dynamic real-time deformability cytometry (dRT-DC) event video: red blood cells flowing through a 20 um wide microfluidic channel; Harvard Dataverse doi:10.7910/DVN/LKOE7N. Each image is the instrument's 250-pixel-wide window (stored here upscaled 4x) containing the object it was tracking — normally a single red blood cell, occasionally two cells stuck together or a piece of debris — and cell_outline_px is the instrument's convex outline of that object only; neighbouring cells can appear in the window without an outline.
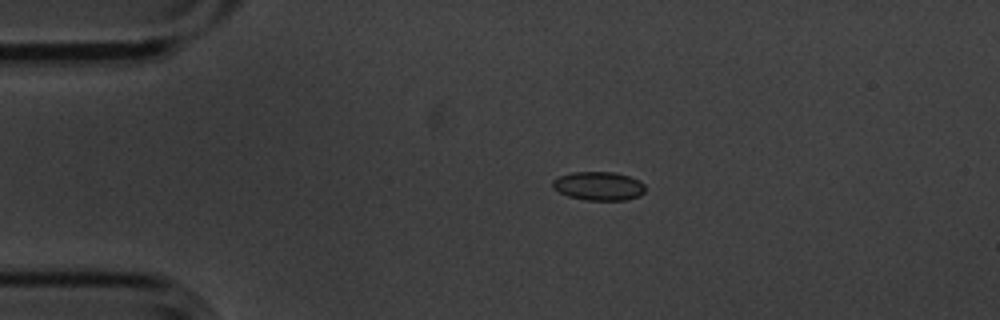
{"species": "common noctule bat (a hibernating species)", "species_latin": "Nyctalus noctula", "temperature_condition": "cold", "stored_images_in_passage": 4, "camera_frame_rate_fps": 3000, "um_per_image_px": 0.085, "animal": {"sex": "male", "body_mass_g": 20.1, "forearm_length_mm": 53.5}, "frame": {"image": 1, "passage_image": 2, "time_ms": 0.333, "image_size_px": [1000, 320], "cell_outline_px": [[644, 192], [640, 196], [628, 200], [584, 200], [568, 196], [552, 188], [552, 180], [560, 176], [572, 172], [616, 172], [640, 180], [644, 184]], "centroid_in_image_um": [50.9, 15.81], "position_along_channel_um": 34.1, "area_um2": 15.61}}
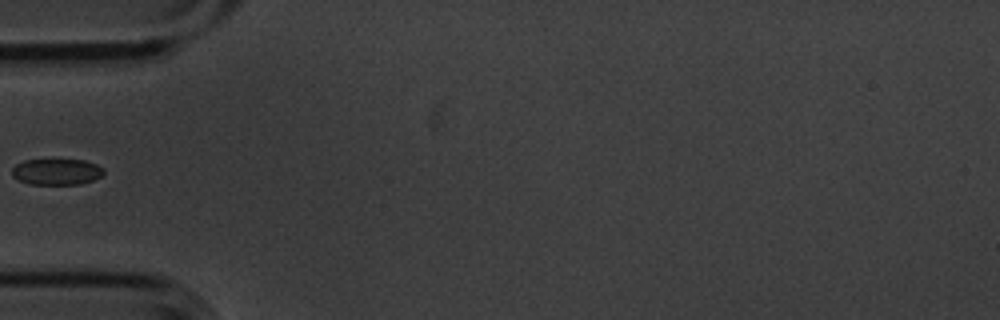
{"frame": {"image": 2, "passage_image": 4, "time_ms": 1.0, "image_size_px": [1000, 320], "cell_outline_px": [[104, 172], [100, 176], [92, 180], [80, 184], [32, 184], [20, 180], [12, 176], [12, 168], [16, 164], [24, 160], [84, 160], [96, 164], [104, 168]], "centroid_in_image_um": [4.81, 14.59], "position_along_channel_um": 80.2, "area_um2": 13.81}}